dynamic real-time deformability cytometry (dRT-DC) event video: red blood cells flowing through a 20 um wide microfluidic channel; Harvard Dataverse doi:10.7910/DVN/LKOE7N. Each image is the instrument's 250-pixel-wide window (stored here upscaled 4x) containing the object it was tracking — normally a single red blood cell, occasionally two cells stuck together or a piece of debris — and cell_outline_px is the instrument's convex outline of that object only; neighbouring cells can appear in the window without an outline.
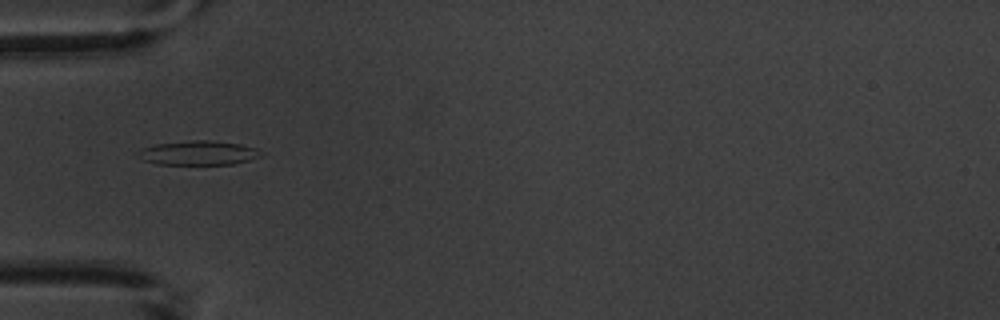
{"species": "common noctule bat (a hibernating species)", "species_latin": "Nyctalus noctula", "temperature_condition": "warm", "stored_images_in_passage": 5, "camera_frame_rate_fps": 3000, "um_per_image_px": 0.085, "animal": {"sex": "male", "body_mass_g": 20.1, "forearm_length_mm": 53.5}, "frame": {"image": 1, "passage_image": 5, "time_ms": 5.0, "image_size_px": [1000, 320], "cell_outline_px": [[264, 152], [260, 156], [248, 160], [232, 164], [156, 164], [144, 160], [136, 152], [144, 148], [156, 144], [192, 140], [208, 140], [240, 144], [256, 148]], "centroid_in_image_um": [16.88, 12.99], "position_along_channel_um": 68.1, "area_um2": 17.17}}